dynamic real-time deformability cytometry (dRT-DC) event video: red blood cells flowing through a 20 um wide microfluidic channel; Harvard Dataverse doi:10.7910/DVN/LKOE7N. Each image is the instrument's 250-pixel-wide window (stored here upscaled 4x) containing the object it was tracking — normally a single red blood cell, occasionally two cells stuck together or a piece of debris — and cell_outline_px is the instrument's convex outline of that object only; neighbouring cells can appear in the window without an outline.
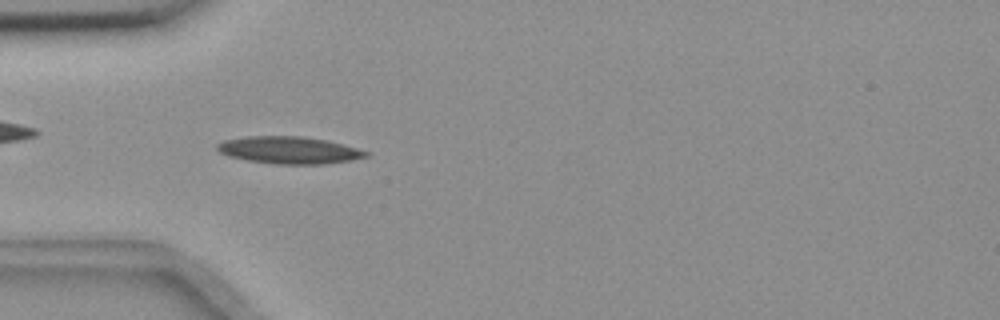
{"species": "common noctule bat (a hibernating species)", "species_latin": "Nyctalus noctula", "temperature_condition": "room temperature", "stored_images_in_passage": 40, "camera_frame_rate_fps": 3000, "um_per_image_px": 0.085, "animal": {"sex": "female", "body_mass_g": 18.4}, "frame": {"image": 1, "passage_image": 1, "time_ms": 0.0, "image_size_px": [1000, 320], "cell_outline_px": [[368, 156], [352, 160], [324, 164], [276, 164], [248, 160], [228, 156], [220, 152], [216, 148], [216, 144], [224, 140], [248, 136], [304, 136], [328, 140], [356, 148], [368, 152]], "centroid_in_image_um": [24.56, 12.76], "position_along_channel_um": 60.4, "area_um2": 23.52}}
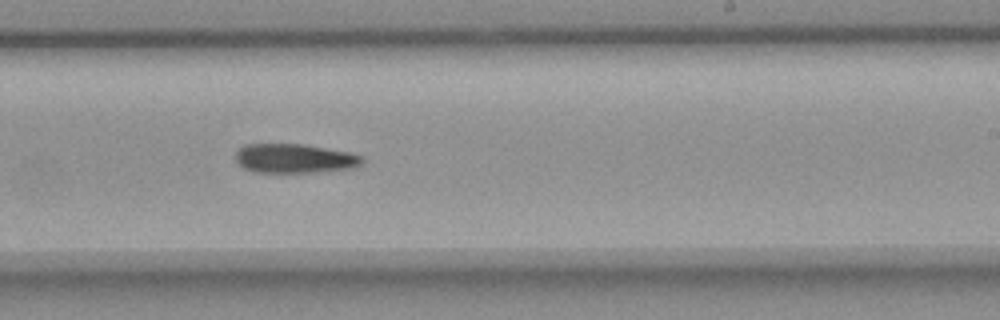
{"frame": {"image": 2, "passage_image": 18, "time_ms": 5.667, "image_size_px": [1000, 320], "cell_outline_px": [[364, 164], [352, 168], [316, 172], [256, 172], [244, 168], [236, 160], [236, 152], [244, 144], [304, 144], [352, 152], [364, 156]], "centroid_in_image_um": [25.11, 13.46], "position_along_channel_um": 263.9, "area_um2": 21.73}}
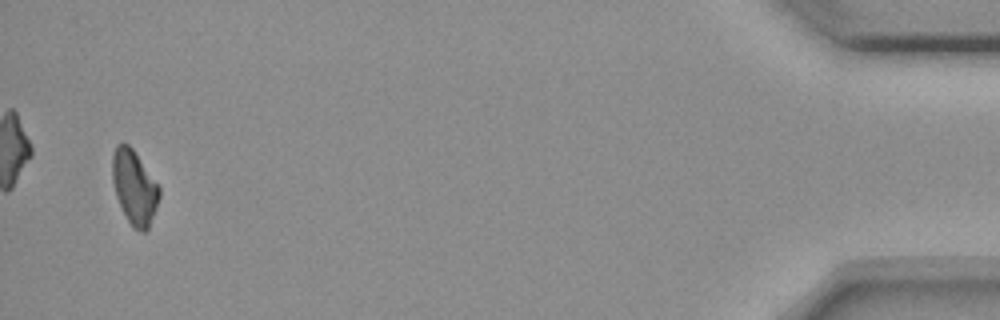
{"frame": {"image": 3, "passage_image": 38, "time_ms": 12.333, "image_size_px": [1000, 320], "cell_outline_px": [[160, 196], [156, 208], [148, 228], [144, 232], [140, 232], [132, 228], [116, 196], [112, 184], [112, 156], [116, 144], [128, 144], [132, 148], [160, 188]], "centroid_in_image_um": [11.4, 15.93], "position_along_channel_um": 423.8, "area_um2": 20.06}}